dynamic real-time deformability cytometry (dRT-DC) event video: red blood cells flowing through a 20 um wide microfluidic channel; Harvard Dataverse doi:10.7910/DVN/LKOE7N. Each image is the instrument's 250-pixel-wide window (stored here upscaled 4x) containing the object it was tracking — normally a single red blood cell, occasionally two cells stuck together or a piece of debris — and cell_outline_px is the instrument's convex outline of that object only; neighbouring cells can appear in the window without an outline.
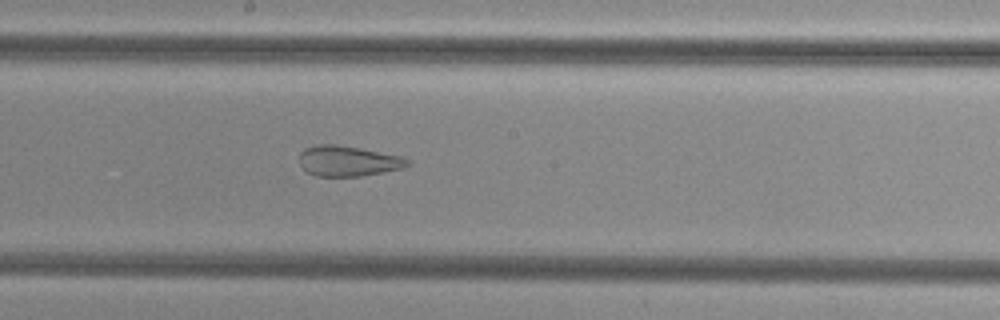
{"species": "common noctule bat (a hibernating species)", "species_latin": "Nyctalus noctula", "temperature_condition": "cold", "stored_images_in_passage": 42, "camera_frame_rate_fps": 3000, "um_per_image_px": 0.085, "animal": {"sex": "female", "body_mass_g": 29.2, "forearm_length_mm": 56.3}, "frame": {"image": 1, "passage_image": 19, "time_ms": 6.0, "image_size_px": [1000, 320], "cell_outline_px": [[408, 164], [404, 168], [384, 172], [360, 176], [316, 176], [308, 172], [300, 164], [300, 152], [304, 148], [316, 144], [336, 144], [360, 148], [404, 156], [408, 160]], "centroid_in_image_um": [29.59, 13.67], "position_along_channel_um": 218.6, "area_um2": 19.25}}
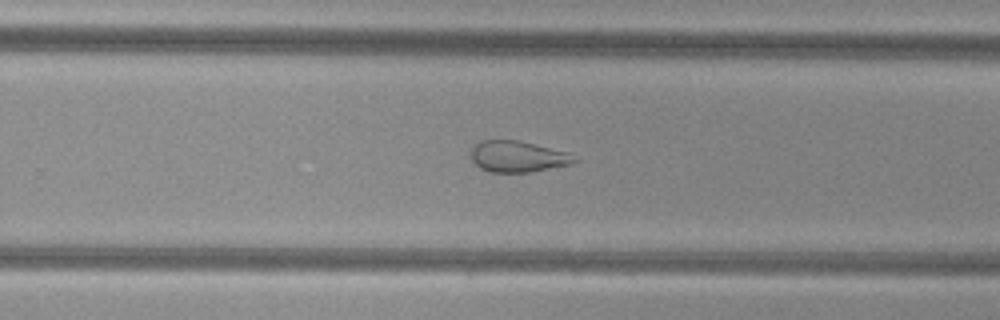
{"frame": {"image": 2, "passage_image": 24, "time_ms": 7.667, "image_size_px": [1000, 320], "cell_outline_px": [[580, 160], [572, 164], [528, 172], [492, 172], [480, 168], [472, 160], [468, 152], [480, 140], [516, 140], [568, 152]], "centroid_in_image_um": [43.99, 13.3], "position_along_channel_um": 285.8, "area_um2": 18.79}}